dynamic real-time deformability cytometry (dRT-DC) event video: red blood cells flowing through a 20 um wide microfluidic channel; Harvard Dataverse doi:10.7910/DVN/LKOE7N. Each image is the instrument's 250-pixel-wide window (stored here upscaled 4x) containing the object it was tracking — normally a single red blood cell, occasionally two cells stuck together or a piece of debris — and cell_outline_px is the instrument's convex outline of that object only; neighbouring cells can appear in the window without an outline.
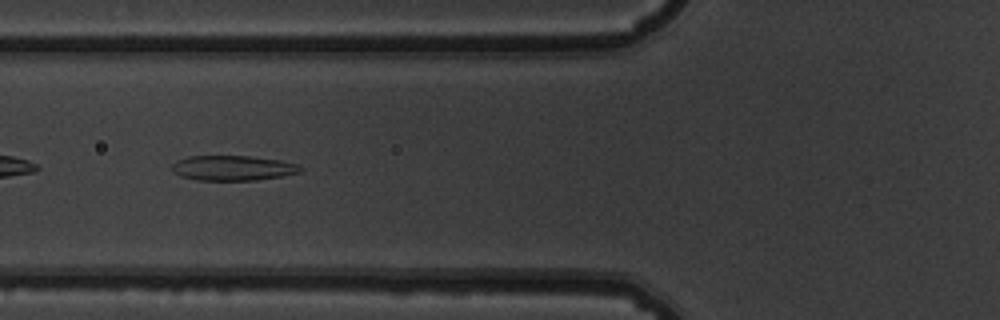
{"species": "common noctule bat (a hibernating species)", "species_latin": "Nyctalus noctula", "temperature_condition": "warm", "stored_images_in_passage": 54, "camera_frame_rate_fps": 3000, "um_per_image_px": 0.085, "animal": {"sex": "male", "body_mass_g": 19.5, "forearm_length_mm": 54.6}, "frame": {"image": 1, "passage_image": 21, "time_ms": 6.667, "image_size_px": [1000, 320], "cell_outline_px": [[304, 168], [300, 172], [280, 176], [256, 180], [196, 180], [180, 176], [172, 168], [172, 164], [176, 160], [188, 156], [248, 156], [280, 160], [296, 164]], "centroid_in_image_um": [19.77, 14.28], "position_along_channel_um": 106.0, "area_um2": 18.61}}
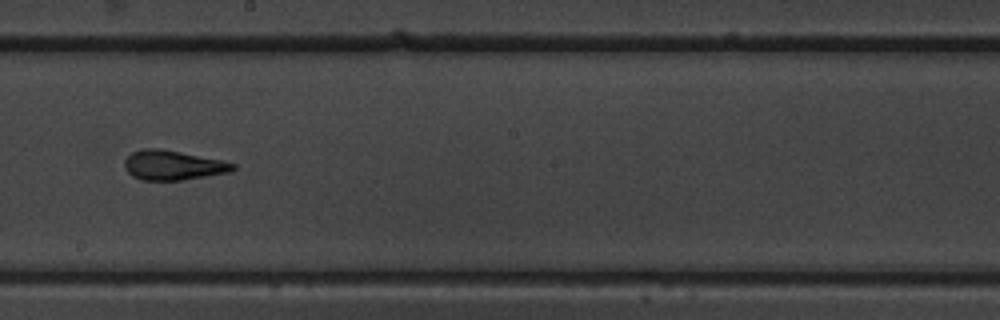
{"frame": {"image": 2, "passage_image": 31, "time_ms": 10.0, "image_size_px": [1000, 320], "cell_outline_px": [[236, 168], [228, 172], [184, 180], [140, 180], [132, 176], [124, 168], [124, 160], [132, 152], [144, 148], [160, 148], [220, 160], [236, 164]], "centroid_in_image_um": [14.65, 14.05], "position_along_channel_um": 233.5, "area_um2": 18.61}}
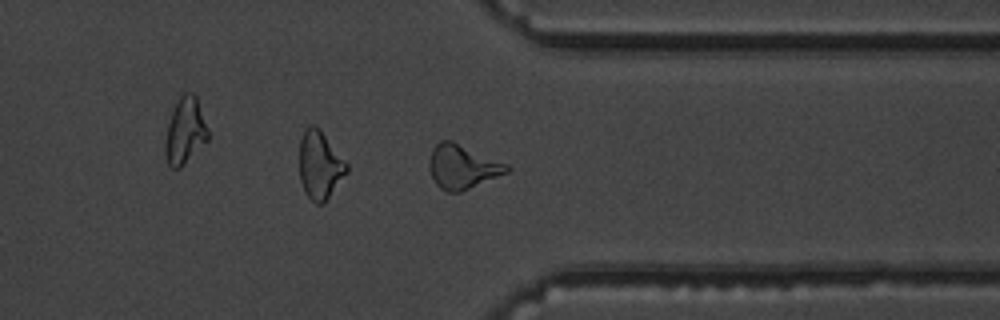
{"frame": {"image": 3, "passage_image": 42, "time_ms": 13.667, "image_size_px": [1000, 320], "cell_outline_px": [[512, 168], [508, 172], [460, 192], [448, 192], [440, 188], [436, 184], [432, 176], [428, 164], [432, 148], [440, 140], [452, 140], [508, 164]], "centroid_in_image_um": [39.3, 14.16], "position_along_channel_um": 372.1, "area_um2": 19.88}, "authors_computed_cell_mechanics": {"area_um2": 19.1607, "velocity_mm_per_s": 3.8281, "shape_relaxation_time_tau1_ms": 6.8924, "shape_relaxation_time_tau2_ms": 1.4956, "deformation_change_tau1": 0.2155, "deformation_change_tau2": 0.1169}}